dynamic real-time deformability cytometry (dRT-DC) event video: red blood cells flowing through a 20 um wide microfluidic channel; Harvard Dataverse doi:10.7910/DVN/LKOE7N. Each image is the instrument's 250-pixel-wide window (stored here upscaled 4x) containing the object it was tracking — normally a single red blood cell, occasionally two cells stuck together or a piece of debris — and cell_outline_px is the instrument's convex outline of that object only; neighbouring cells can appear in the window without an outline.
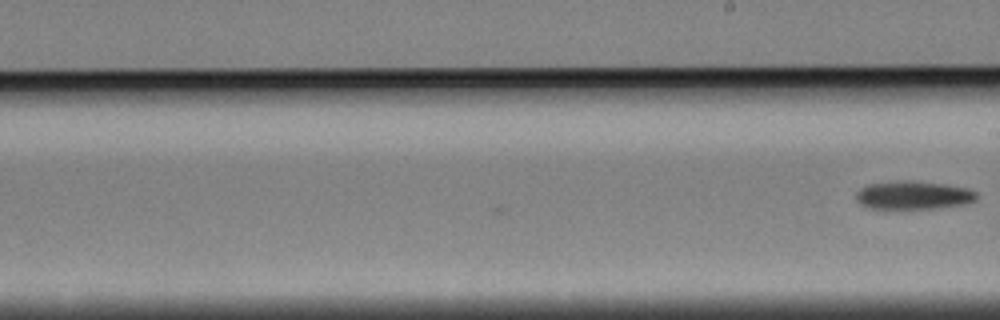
{"species": "Egyptian fruit bat (a non-hibernating species)", "species_latin": "Rousettus aegyptiacus", "temperature_condition": "cold", "stored_images_in_passage": 14, "camera_frame_rate_fps": 3000, "um_per_image_px": 0.085, "animal": {"sex": "female"}, "frame": {"image": 1, "passage_image": 14, "time_ms": 4.333, "image_size_px": [1000, 320], "cell_outline_px": [[976, 200], [964, 204], [940, 208], [868, 208], [860, 204], [856, 200], [856, 192], [860, 188], [868, 184], [896, 180], [900, 180], [944, 184], [964, 188], [976, 192]], "centroid_in_image_um": [77.58, 16.59], "position_along_channel_um": 211.4, "area_um2": 19.71}}